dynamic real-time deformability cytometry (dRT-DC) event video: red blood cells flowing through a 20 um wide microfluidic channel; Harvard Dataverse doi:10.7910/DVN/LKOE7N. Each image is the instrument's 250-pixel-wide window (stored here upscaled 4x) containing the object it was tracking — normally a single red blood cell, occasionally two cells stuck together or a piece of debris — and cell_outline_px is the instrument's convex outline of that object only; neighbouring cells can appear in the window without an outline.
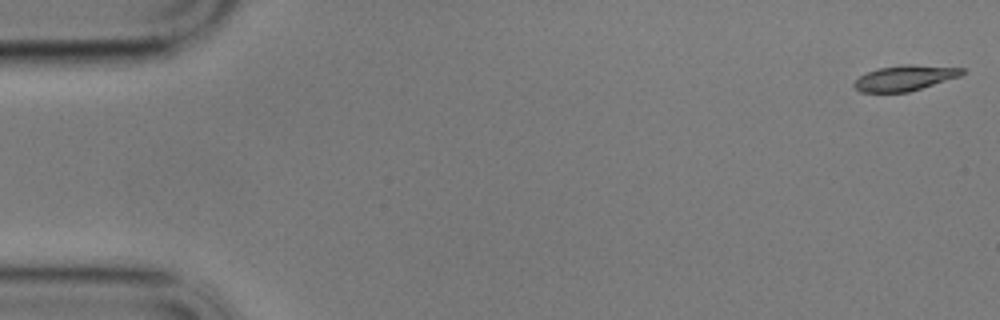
{"species": "common noctule bat (a hibernating species)", "species_latin": "Nyctalus noctula", "temperature_condition": "cold", "stored_images_in_passage": 13, "camera_frame_rate_fps": 3000, "um_per_image_px": 0.085, "animal": {"sex": "male", "body_mass_g": 17.9}, "frame": {"image": 1, "passage_image": 1, "time_ms": 0.0, "image_size_px": [1000, 320], "cell_outline_px": [[964, 72], [960, 76], [908, 92], [860, 92], [852, 84], [860, 76], [868, 72], [880, 68], [908, 64], [912, 64], [964, 68]], "centroid_in_image_um": [76.91, 6.63], "position_along_channel_um": 8.1, "area_um2": 15.72}}